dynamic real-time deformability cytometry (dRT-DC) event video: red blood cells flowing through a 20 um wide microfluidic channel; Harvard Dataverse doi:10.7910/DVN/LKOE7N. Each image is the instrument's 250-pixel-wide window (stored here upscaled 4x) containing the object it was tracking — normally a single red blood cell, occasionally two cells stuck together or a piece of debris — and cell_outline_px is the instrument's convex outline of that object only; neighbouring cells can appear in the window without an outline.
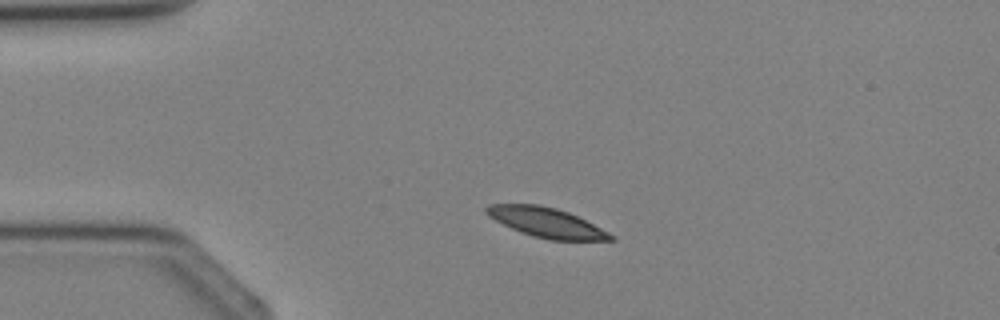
{"species": "Egyptian fruit bat (a non-hibernating species)", "species_latin": "Rousettus aegyptiacus", "temperature_condition": "cold", "stored_images_in_passage": 4, "camera_frame_rate_fps": 3000, "um_per_image_px": 0.085, "animal": {"sex": "female"}, "frame": {"image": 1, "passage_image": 3, "time_ms": 3.333, "image_size_px": [1000, 320], "cell_outline_px": [[616, 240], [548, 240], [532, 236], [520, 232], [488, 216], [484, 212], [484, 208], [488, 204], [540, 204], [556, 208], [568, 212], [616, 236]], "centroid_in_image_um": [46.42, 18.91], "position_along_channel_um": 38.6, "area_um2": 21.39}}